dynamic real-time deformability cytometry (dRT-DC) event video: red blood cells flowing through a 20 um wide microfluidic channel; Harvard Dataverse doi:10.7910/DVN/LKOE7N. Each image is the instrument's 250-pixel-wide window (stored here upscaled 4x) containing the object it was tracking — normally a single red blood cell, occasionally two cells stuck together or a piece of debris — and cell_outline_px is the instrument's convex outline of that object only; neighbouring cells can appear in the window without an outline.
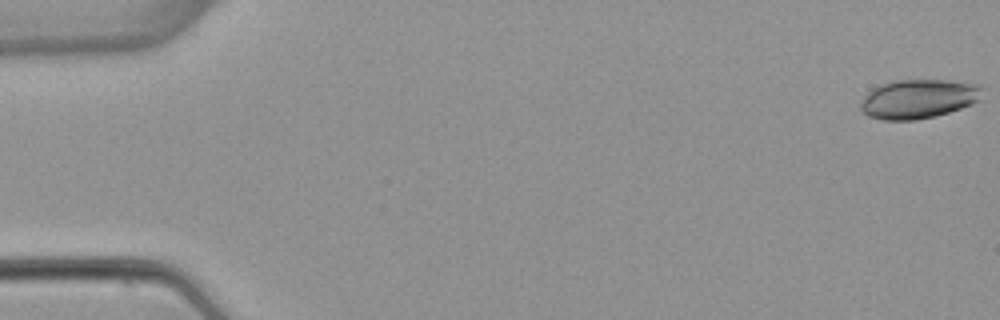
{"species": "common noctule bat (a hibernating species)", "species_latin": "Nyctalus noctula", "temperature_condition": "warm", "stored_images_in_passage": 4, "camera_frame_rate_fps": 3000, "um_per_image_px": 0.085, "animal": {"sex": "female", "body_mass_g": 22.7, "forearm_length_mm": 54.2}, "frame": {"image": 1, "passage_image": 1, "time_ms": 0.0, "image_size_px": [1000, 320], "cell_outline_px": [[984, 88], [980, 100], [972, 104], [936, 116], [916, 120], [884, 120], [868, 116], [860, 108], [860, 100], [872, 88], [880, 84], [892, 80], [948, 80], [980, 84]], "centroid_in_image_um": [78.07, 8.39], "position_along_channel_um": 6.9, "area_um2": 28.09}}
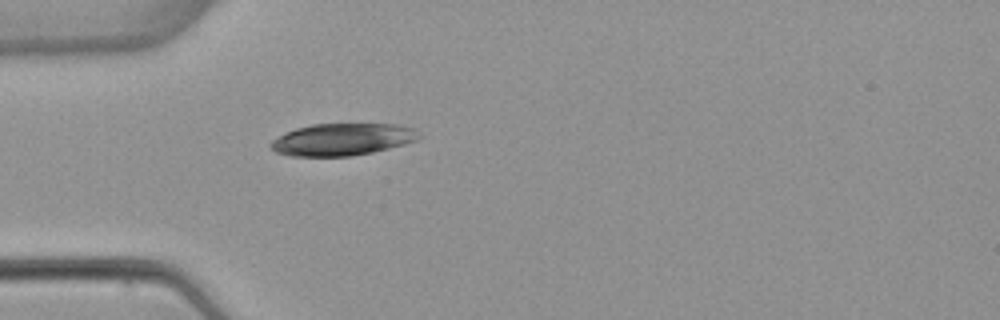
{"frame": {"image": 2, "passage_image": 4, "time_ms": 5.0, "image_size_px": [1000, 320], "cell_outline_px": [[420, 136], [416, 140], [404, 144], [372, 152], [352, 156], [292, 156], [276, 152], [268, 144], [272, 140], [296, 128], [312, 124], [396, 124], [416, 128]], "centroid_in_image_um": [29.11, 11.85], "position_along_channel_um": 55.9, "area_um2": 27.57}}